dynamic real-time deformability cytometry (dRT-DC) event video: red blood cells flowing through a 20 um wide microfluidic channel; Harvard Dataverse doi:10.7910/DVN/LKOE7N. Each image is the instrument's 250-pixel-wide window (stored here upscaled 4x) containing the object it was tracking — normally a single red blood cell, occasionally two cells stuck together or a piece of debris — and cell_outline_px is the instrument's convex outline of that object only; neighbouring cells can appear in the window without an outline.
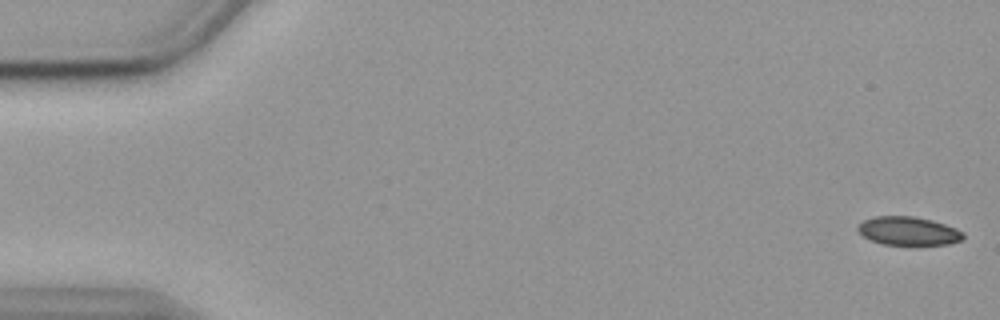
{"species": "common noctule bat (a hibernating species)", "species_latin": "Nyctalus noctula", "temperature_condition": "cold", "stored_images_in_passage": 57, "camera_frame_rate_fps": 3000, "um_per_image_px": 0.085, "animal": {"sex": "female", "body_mass_g": 19.9}, "frame": {"image": 1, "passage_image": 1, "time_ms": 0.0, "image_size_px": [1000, 320], "cell_outline_px": [[964, 236], [960, 240], [948, 244], [880, 244], [864, 236], [856, 228], [864, 220], [872, 216], [916, 216], [932, 220], [956, 228], [964, 232]], "centroid_in_image_um": [77.21, 19.61], "position_along_channel_um": 7.8, "area_um2": 17.34}}
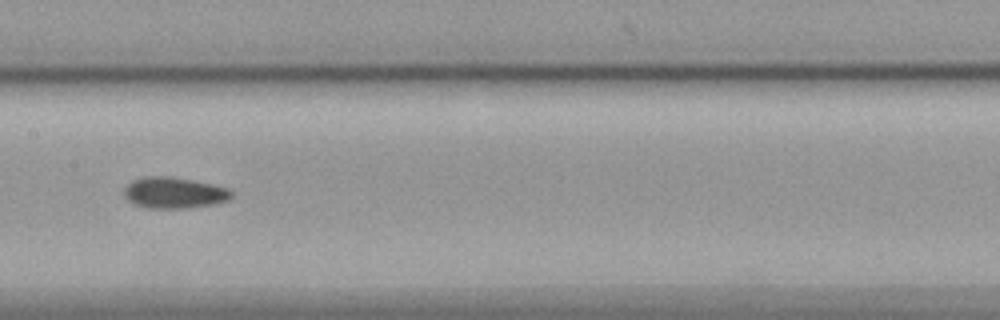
{"frame": {"image": 2, "passage_image": 28, "time_ms": 9.0, "image_size_px": [1000, 320], "cell_outline_px": [[232, 196], [228, 200], [216, 204], [184, 208], [148, 208], [136, 204], [128, 200], [124, 196], [124, 188], [132, 180], [144, 176], [172, 176], [212, 184], [228, 188], [232, 192]], "centroid_in_image_um": [14.8, 16.38], "position_along_channel_um": 192.6, "area_um2": 19.54}}
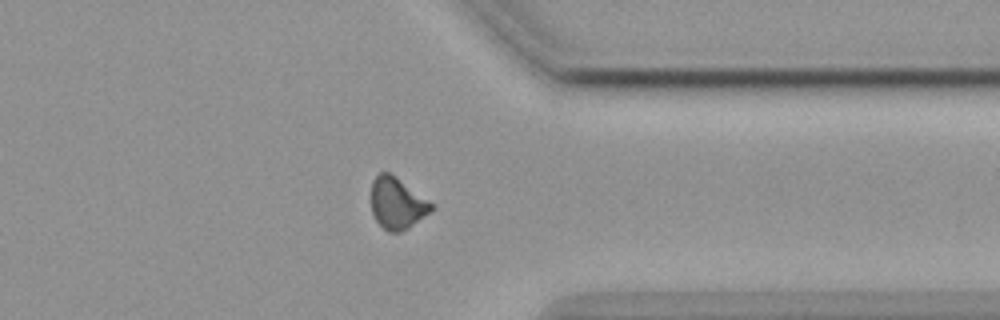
{"frame": {"image": 3, "passage_image": 44, "time_ms": 14.333, "image_size_px": [1000, 320], "cell_outline_px": [[432, 212], [408, 228], [400, 232], [388, 232], [376, 220], [372, 212], [372, 180], [380, 172], [388, 172], [396, 176], [432, 204]], "centroid_in_image_um": [33.74, 17.29], "position_along_channel_um": 377.7, "area_um2": 17.8}, "authors_computed_cell_mechanics": {"area_um2": 18.6694, "velocity_mm_per_s": 3.5748, "shape_relaxation_time_tau1_ms": 5.8009, "shape_relaxation_time_tau2_ms": 7.9239, "deformation_change_tau1": 0.0869, "deformation_change_tau2": 0.1141}}